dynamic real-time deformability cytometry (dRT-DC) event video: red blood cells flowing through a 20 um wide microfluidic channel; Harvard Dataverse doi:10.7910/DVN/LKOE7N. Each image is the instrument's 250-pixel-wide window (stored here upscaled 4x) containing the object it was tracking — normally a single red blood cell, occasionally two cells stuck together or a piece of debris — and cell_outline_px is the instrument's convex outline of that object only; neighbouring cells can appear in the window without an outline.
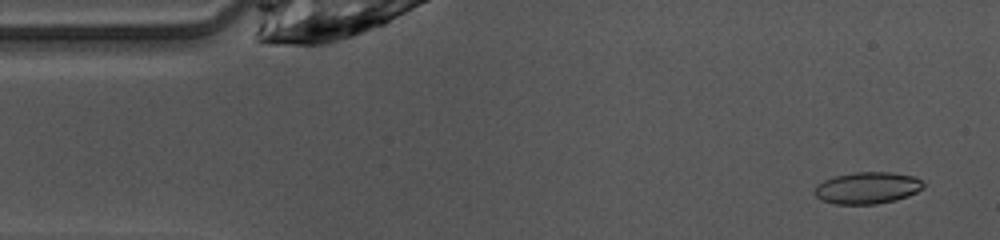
{"species": "common noctule bat (a hibernating species)", "species_latin": "Nyctalus noctula", "temperature_condition": "warm", "stored_images_in_passage": 46, "camera_frame_rate_fps": 3000, "um_per_image_px": 0.085, "animal": {"sex": "female", "body_mass_g": 10.0, "forearm_length_mm": 53.1}, "frame": {"image": 1, "passage_image": 2, "time_ms": 0.333, "image_size_px": [1000, 240], "cell_outline_px": [[924, 188], [908, 196], [896, 200], [876, 204], [836, 204], [820, 200], [812, 192], [816, 184], [824, 180], [836, 176], [856, 172], [892, 172], [916, 176], [924, 184]], "centroid_in_image_um": [73.71, 15.97], "position_along_channel_um": 11.3, "area_um2": 20.35}}
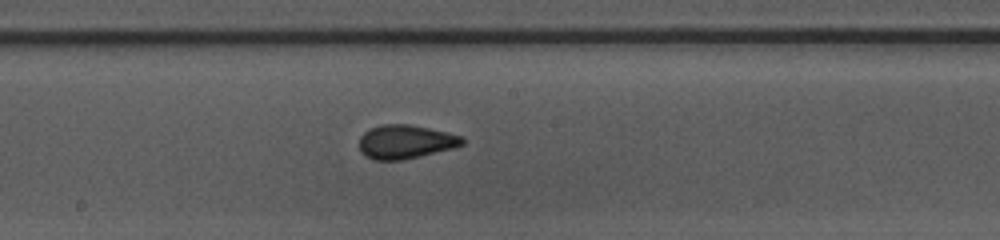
{"frame": {"image": 2, "passage_image": 23, "time_ms": 7.333, "image_size_px": [1000, 240], "cell_outline_px": [[464, 144], [452, 148], [420, 156], [400, 160], [376, 160], [364, 156], [360, 152], [360, 136], [364, 132], [380, 124], [408, 124], [448, 132], [464, 136]], "centroid_in_image_um": [34.46, 12.05], "position_along_channel_um": 213.7, "area_um2": 20.29}}
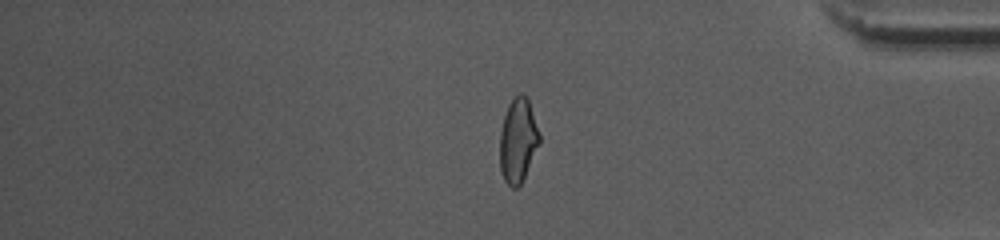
{"frame": {"image": 3, "passage_image": 38, "time_ms": 12.333, "image_size_px": [1000, 240], "cell_outline_px": [[540, 144], [520, 184], [516, 188], [512, 188], [504, 180], [500, 168], [500, 132], [504, 116], [508, 104], [520, 92], [528, 100], [540, 132]], "centroid_in_image_um": [44.03, 11.94], "position_along_channel_um": 391.2, "area_um2": 19.31}, "authors_computed_cell_mechanics": {"area_um2": 20.1722, "velocity_mm_per_s": 4.1119, "shape_relaxation_time_tau1_ms": 5.5767, "shape_relaxation_time_tau2_ms": 1.0105, "deformation_change_tau1": 0.1628, "deformation_change_tau2": 0.0693}}